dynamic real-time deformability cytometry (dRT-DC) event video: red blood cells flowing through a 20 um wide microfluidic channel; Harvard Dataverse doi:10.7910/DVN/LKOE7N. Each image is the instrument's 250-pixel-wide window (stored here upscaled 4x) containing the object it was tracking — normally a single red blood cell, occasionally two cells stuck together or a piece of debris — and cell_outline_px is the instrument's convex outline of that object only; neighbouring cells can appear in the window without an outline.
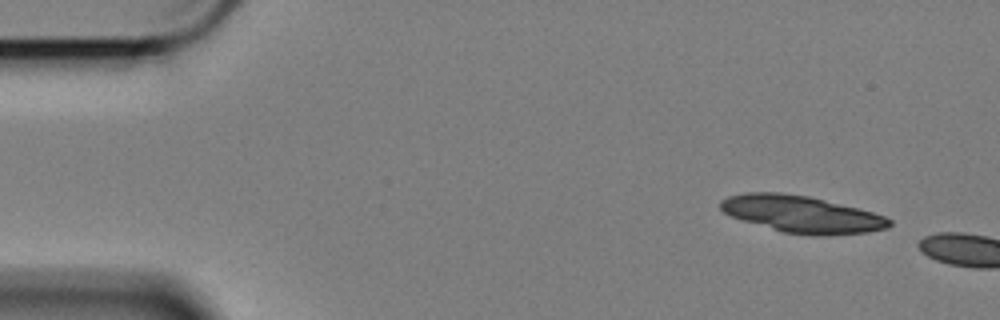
{"species": "Egyptian fruit bat (a non-hibernating species)", "species_latin": "Rousettus aegyptiacus", "temperature_condition": "cold", "stored_images_in_passage": 4, "camera_frame_rate_fps": 3000, "um_per_image_px": 0.085, "animal": {"sex": "female"}, "frame": {"image": 1, "passage_image": 1, "time_ms": 0.0, "image_size_px": [1000, 320], "cell_outline_px": [[892, 224], [888, 228], [868, 232], [824, 236], [812, 236], [784, 232], [744, 220], [732, 216], [724, 212], [720, 208], [720, 200], [728, 196], [744, 192], [780, 192], [808, 196], [872, 212], [884, 216], [892, 220]], "centroid_in_image_um": [68.15, 18.21], "position_along_channel_um": 16.8, "area_um2": 36.07}}